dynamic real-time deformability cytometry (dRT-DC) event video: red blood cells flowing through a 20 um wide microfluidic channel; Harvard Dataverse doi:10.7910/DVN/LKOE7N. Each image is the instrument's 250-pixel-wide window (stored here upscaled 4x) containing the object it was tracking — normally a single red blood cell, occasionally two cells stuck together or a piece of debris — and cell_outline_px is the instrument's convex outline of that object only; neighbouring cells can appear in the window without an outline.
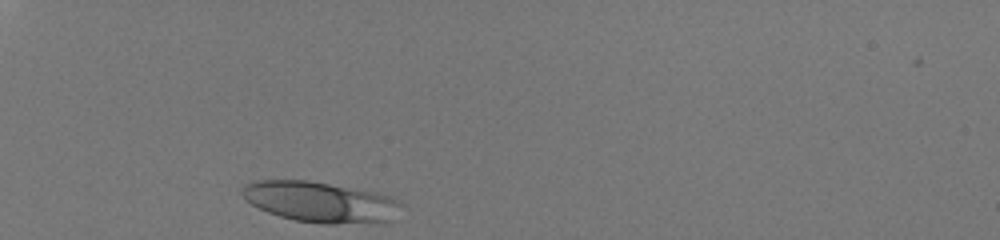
{"species": "human", "species_latin": "Homo sapiens", "temperature_condition": "room temperature", "stored_images_in_passage": 29, "camera_frame_rate_fps": 3000, "um_per_image_px": 0.085, "donor": {"sex": "male"}, "frame": {"image": 1, "passage_image": 1, "time_ms": 0.0, "image_size_px": [1000, 240], "cell_outline_px": [[404, 204], [392, 220], [336, 224], [320, 224], [296, 220], [280, 216], [268, 212], [252, 204], [240, 192], [240, 188], [244, 184], [252, 180], [308, 180], [380, 192], [400, 200]], "centroid_in_image_um": [27.25, 17.14], "position_along_channel_um": 57.8, "area_um2": 37.92}}
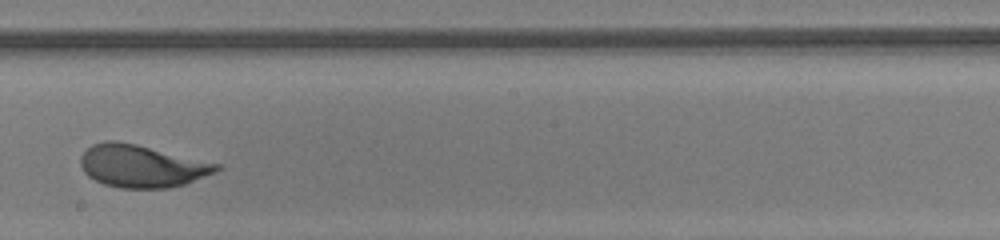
{"frame": {"image": 2, "passage_image": 17, "time_ms": 5.333, "image_size_px": [1000, 240], "cell_outline_px": [[220, 168], [216, 172], [184, 184], [168, 188], [120, 188], [104, 184], [88, 176], [84, 172], [80, 164], [80, 156], [92, 144], [108, 140], [116, 140], [136, 144], [220, 164]], "centroid_in_image_um": [12.02, 14.11], "position_along_channel_um": 236.2, "area_um2": 33.47}}
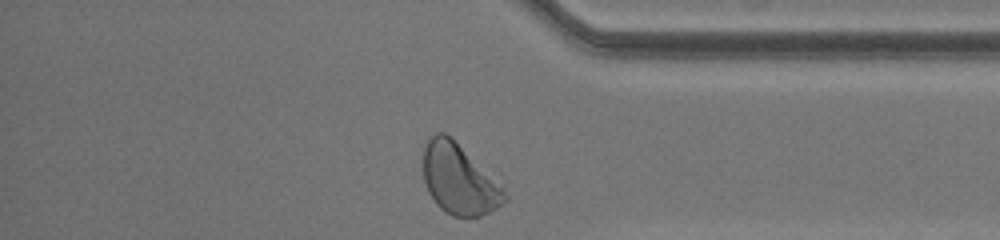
{"frame": {"image": 3, "passage_image": 29, "time_ms": 9.333, "image_size_px": [1000, 240], "cell_outline_px": [[508, 200], [496, 208], [480, 216], [452, 216], [440, 208], [436, 204], [428, 192], [424, 180], [424, 148], [428, 140], [436, 132], [444, 132], [452, 136], [508, 196]], "centroid_in_image_um": [38.97, 15.24], "position_along_channel_um": 396.2, "area_um2": 32.48}, "authors_computed_cell_mechanics": {"area_um2": 33.2928, "velocity_mm_per_s": 4.0877, "shape_relaxation_time_tau1_ms": 3.8235, "shape_relaxation_time_tau2_ms": null, "deformation_change_tau1": 0.1753, "deformation_change_tau2": null}}